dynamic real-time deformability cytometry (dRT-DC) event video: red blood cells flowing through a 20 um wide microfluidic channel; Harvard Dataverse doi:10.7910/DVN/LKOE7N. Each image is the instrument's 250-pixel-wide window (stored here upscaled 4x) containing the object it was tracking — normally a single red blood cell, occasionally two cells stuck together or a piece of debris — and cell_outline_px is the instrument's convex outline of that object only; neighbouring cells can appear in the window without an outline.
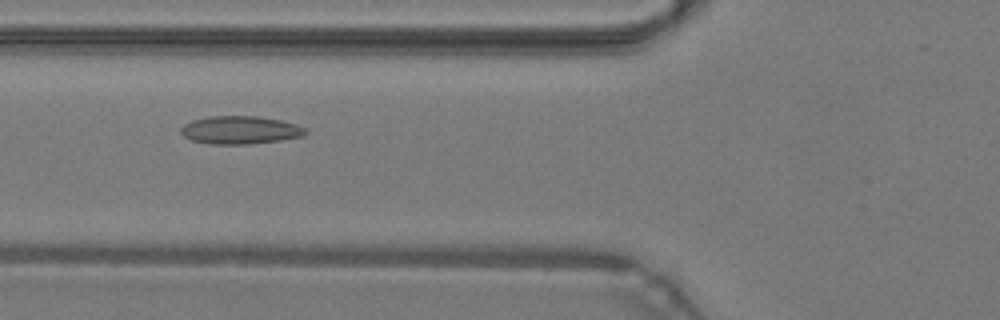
{"species": "common noctule bat (a hibernating species)", "species_latin": "Nyctalus noctula", "temperature_condition": "warm", "stored_images_in_passage": 41, "camera_frame_rate_fps": 3000, "um_per_image_px": 0.085, "animal": {"sex": "male", "body_mass_g": 19.2, "forearm_length_mm": 51.8}, "frame": {"image": 1, "passage_image": 11, "time_ms": 3.333, "image_size_px": [1000, 320], "cell_outline_px": [[308, 132], [304, 136], [280, 140], [248, 144], [208, 144], [192, 140], [184, 136], [180, 132], [180, 128], [184, 124], [192, 120], [208, 116], [256, 116], [280, 120], [296, 124], [304, 128]], "centroid_in_image_um": [20.39, 11.05], "position_along_channel_um": 105.4, "area_um2": 20.35}}
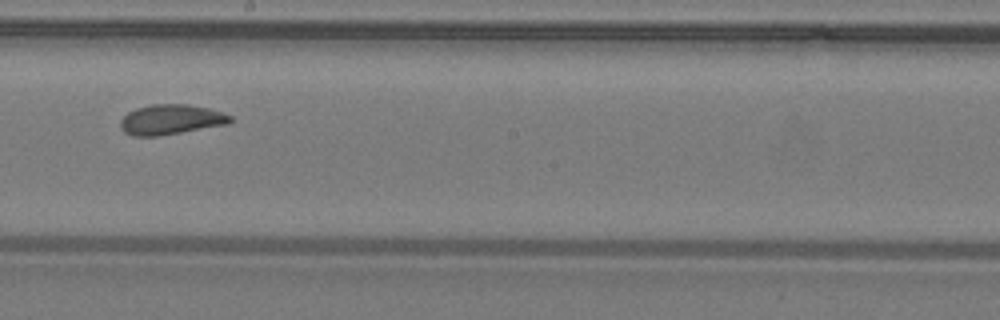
{"frame": {"image": 2, "passage_image": 20, "time_ms": 6.333, "image_size_px": [1000, 320], "cell_outline_px": [[232, 120], [228, 124], [160, 136], [132, 136], [124, 132], [120, 128], [120, 120], [128, 112], [136, 108], [152, 104], [188, 104], [208, 108], [232, 116]], "centroid_in_image_um": [14.5, 10.17], "position_along_channel_um": 233.7, "area_um2": 19.31}}
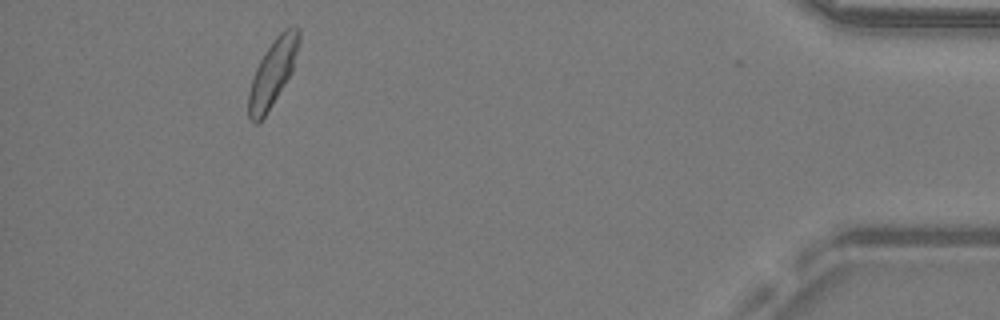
{"frame": {"image": 3, "passage_image": 37, "time_ms": 12.0, "image_size_px": [1000, 320], "cell_outline_px": [[300, 40], [292, 72], [272, 104], [264, 116], [256, 124], [248, 116], [248, 92], [256, 68], [264, 52], [276, 36], [284, 28], [296, 24], [300, 28]], "centroid_in_image_um": [23.2, 6.11], "position_along_channel_um": 412.0, "area_um2": 19.42}, "authors_computed_cell_mechanics": {"area_um2": 19.5364, "velocity_mm_per_s": 4.263, "shape_relaxation_time_tau1_ms": 5.2878, "shape_relaxation_time_tau2_ms": 1.2414, "deformation_change_tau1": 0.1207, "deformation_change_tau2": 0.0584}}